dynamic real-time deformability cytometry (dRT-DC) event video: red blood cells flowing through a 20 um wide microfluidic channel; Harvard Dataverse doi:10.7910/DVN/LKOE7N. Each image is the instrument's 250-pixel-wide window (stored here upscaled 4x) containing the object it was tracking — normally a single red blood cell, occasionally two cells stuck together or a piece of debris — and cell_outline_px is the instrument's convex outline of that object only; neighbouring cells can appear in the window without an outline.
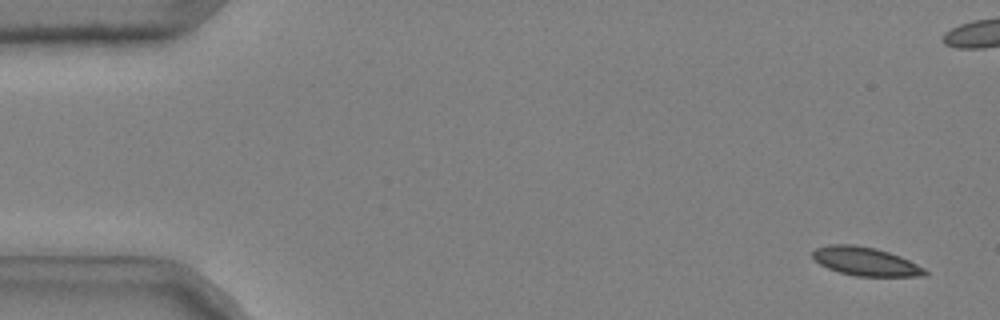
{"species": "common noctule bat (a hibernating species)", "species_latin": "Nyctalus noctula", "temperature_condition": "cold", "stored_images_in_passage": 8, "camera_frame_rate_fps": 3000, "um_per_image_px": 0.085, "animal": {"sex": "male", "body_mass_g": 20.4}, "frame": {"image": 1, "passage_image": 3, "time_ms": 0.667, "image_size_px": [1000, 320], "cell_outline_px": [[928, 276], [856, 276], [840, 272], [828, 268], [820, 264], [812, 256], [812, 252], [816, 248], [828, 244], [856, 244], [876, 248], [900, 256], [924, 268], [928, 272]], "centroid_in_image_um": [73.56, 22.21], "position_along_channel_um": 11.4, "area_um2": 18.67}}